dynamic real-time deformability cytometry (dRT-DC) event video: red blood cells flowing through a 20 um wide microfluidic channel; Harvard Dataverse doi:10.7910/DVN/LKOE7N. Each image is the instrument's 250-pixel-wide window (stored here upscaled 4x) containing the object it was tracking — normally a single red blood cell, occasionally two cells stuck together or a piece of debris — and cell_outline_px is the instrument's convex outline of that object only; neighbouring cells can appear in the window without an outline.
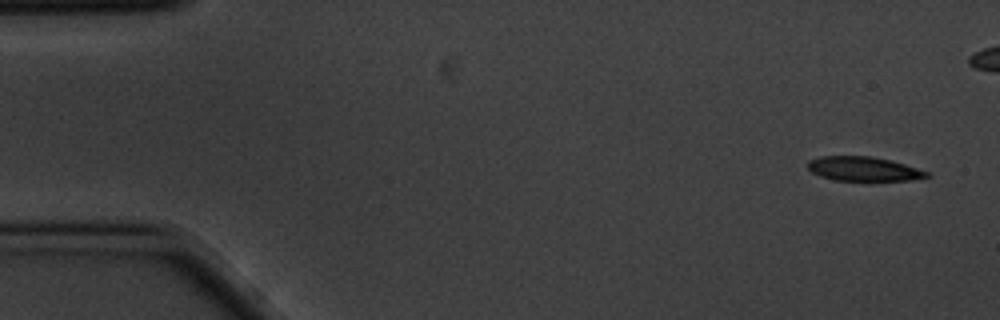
{"species": "common noctule bat (a hibernating species)", "species_latin": "Nyctalus noctula", "temperature_condition": "cold", "stored_images_in_passage": 9, "camera_frame_rate_fps": 3000, "um_per_image_px": 0.085, "animal": {"sex": "male", "body_mass_g": 20.1, "forearm_length_mm": 53.5}, "frame": {"image": 1, "passage_image": 1, "time_ms": 0.0, "image_size_px": [1000, 320], "cell_outline_px": [[932, 176], [912, 180], [836, 180], [820, 176], [812, 172], [808, 168], [808, 160], [820, 156], [872, 156], [892, 160], [928, 172]], "centroid_in_image_um": [73.4, 14.34], "position_along_channel_um": 11.6, "area_um2": 16.76}}